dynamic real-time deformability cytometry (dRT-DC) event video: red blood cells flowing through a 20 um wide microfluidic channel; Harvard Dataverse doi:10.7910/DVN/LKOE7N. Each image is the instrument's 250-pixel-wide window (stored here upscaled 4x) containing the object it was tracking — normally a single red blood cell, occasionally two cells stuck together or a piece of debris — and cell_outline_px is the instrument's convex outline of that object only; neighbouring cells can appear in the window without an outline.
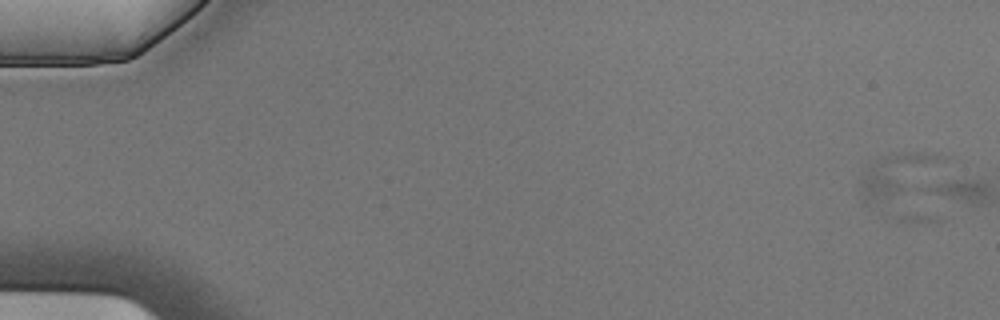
{"species": "Egyptian fruit bat (a non-hibernating species)", "species_latin": "Rousettus aegyptiacus", "temperature_condition": "cold", "stored_images_in_passage": 5, "camera_frame_rate_fps": 3000, "um_per_image_px": 0.085, "animal": {"sex": "male"}, "frame": {"image": 1, "passage_image": 1, "time_ms": 0.0, "image_size_px": [1000, 320], "cell_outline_px": [[936, 160], [904, 188], [884, 200], [868, 204], [860, 192], [856, 180], [860, 172], [868, 164], [884, 156], [916, 152], [920, 152], [936, 156]], "centroid_in_image_um": [75.77, 14.85], "position_along_channel_um": 9.2, "area_um2": 17.34}}